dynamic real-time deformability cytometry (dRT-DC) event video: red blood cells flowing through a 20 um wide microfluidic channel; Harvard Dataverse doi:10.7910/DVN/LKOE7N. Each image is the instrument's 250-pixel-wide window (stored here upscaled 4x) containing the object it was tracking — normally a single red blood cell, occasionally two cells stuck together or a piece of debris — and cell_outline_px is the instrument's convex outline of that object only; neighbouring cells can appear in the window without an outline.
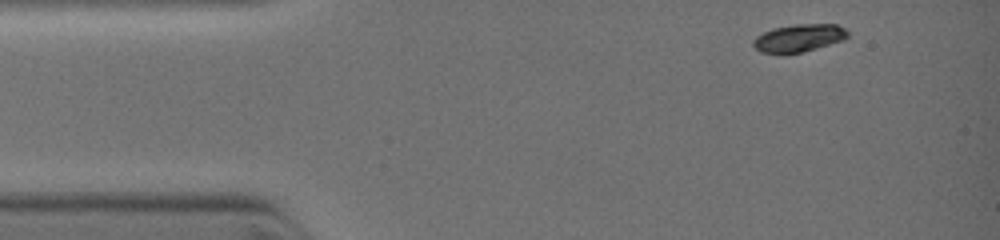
{"species": "common noctule bat (a hibernating species)", "species_latin": "Nyctalus noctula", "temperature_condition": "warm", "stored_images_in_passage": 8, "camera_frame_rate_fps": 3000, "um_per_image_px": 0.085, "animal": {"sex": "female", "body_mass_g": 19.0, "forearm_length_mm": 51.5}, "frame": {"image": 1, "passage_image": 1, "time_ms": 0.0, "image_size_px": [1000, 240], "cell_outline_px": [[848, 36], [844, 40], [804, 52], [780, 56], [760, 52], [752, 44], [752, 40], [756, 36], [772, 28], [796, 24], [836, 24], [844, 28], [848, 32]], "centroid_in_image_um": [67.86, 3.27], "position_along_channel_um": 17.1, "area_um2": 15.72}}
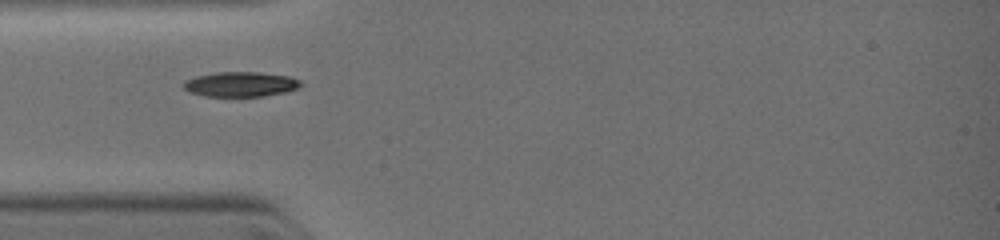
{"frame": {"image": 2, "passage_image": 6, "time_ms": 2.333, "image_size_px": [1000, 240], "cell_outline_px": [[304, 84], [300, 88], [284, 92], [264, 96], [204, 96], [188, 92], [184, 88], [184, 80], [196, 76], [216, 72], [256, 72], [288, 76], [300, 80]], "centroid_in_image_um": [20.46, 7.16], "position_along_channel_um": 64.5, "area_um2": 17.05}}